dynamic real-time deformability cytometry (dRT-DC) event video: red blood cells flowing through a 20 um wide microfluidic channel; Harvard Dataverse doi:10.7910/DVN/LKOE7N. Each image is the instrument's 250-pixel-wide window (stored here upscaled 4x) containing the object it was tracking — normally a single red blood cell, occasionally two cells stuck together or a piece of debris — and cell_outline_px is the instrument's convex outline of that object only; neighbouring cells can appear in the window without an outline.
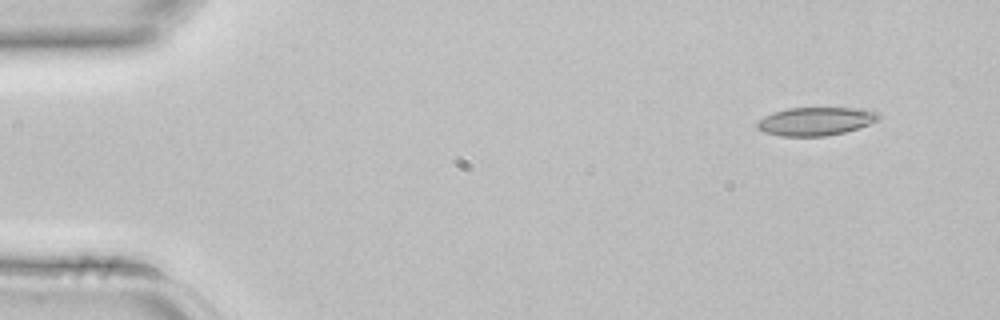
{"species": "common noctule bat (a hibernating species)", "species_latin": "Nyctalus noctula", "temperature_condition": "room temperature", "stored_images_in_passage": 3, "camera_frame_rate_fps": 3000, "um_per_image_px": 0.085, "animal": {"sex": "female", "body_mass_g": 22.7, "forearm_length_mm": 54.2}, "frame": {"image": 1, "passage_image": 1, "time_ms": 0.0, "image_size_px": [1000, 320], "cell_outline_px": [[880, 116], [876, 120], [868, 124], [844, 132], [828, 136], [780, 136], [764, 132], [756, 128], [756, 124], [764, 116], [772, 112], [788, 108], [852, 108], [880, 112]], "centroid_in_image_um": [69.28, 10.31], "position_along_channel_um": 15.7, "area_um2": 19.88}}
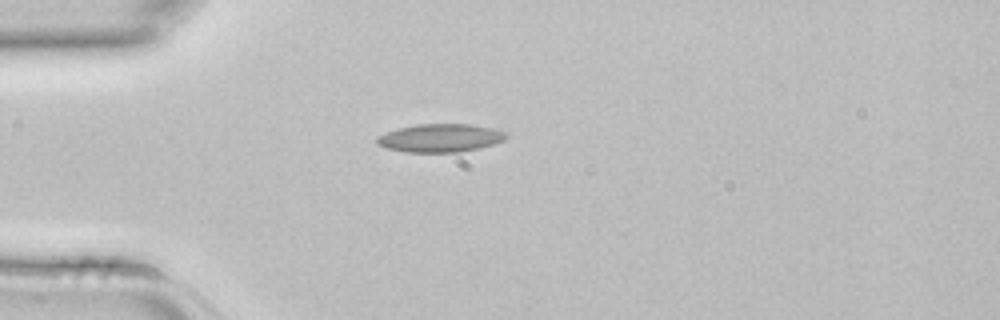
{"frame": {"image": 2, "passage_image": 3, "time_ms": 0.667, "image_size_px": [1000, 320], "cell_outline_px": [[508, 136], [504, 140], [480, 148], [460, 152], [408, 152], [388, 148], [380, 144], [376, 140], [376, 136], [400, 128], [416, 124], [468, 124], [492, 128], [504, 132]], "centroid_in_image_um": [37.44, 11.73], "position_along_channel_um": 47.6, "area_um2": 20.92}}